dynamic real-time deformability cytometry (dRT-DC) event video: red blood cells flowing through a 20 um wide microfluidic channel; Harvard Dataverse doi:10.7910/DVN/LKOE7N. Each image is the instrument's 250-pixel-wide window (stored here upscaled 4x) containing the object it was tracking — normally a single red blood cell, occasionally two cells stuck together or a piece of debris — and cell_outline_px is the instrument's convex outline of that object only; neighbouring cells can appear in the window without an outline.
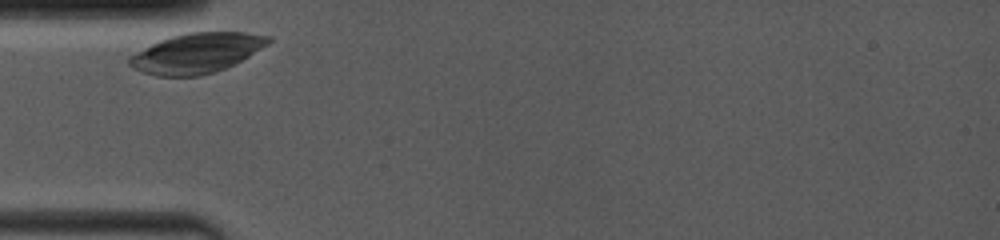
{"species": "common noctule bat (a hibernating species)", "species_latin": "Nyctalus noctula", "temperature_condition": "room temperature", "stored_images_in_passage": 9, "camera_frame_rate_fps": 4000, "um_per_image_px": 0.085, "animal": {"sex": "female", "body_mass_g": 19.0, "forearm_length_mm": 53.3}, "frame": {"image": 1, "passage_image": 1, "time_ms": 0.0, "image_size_px": [1000, 240], "cell_outline_px": [[272, 40], [268, 44], [248, 56], [216, 72], [200, 76], [156, 76], [140, 72], [132, 68], [128, 64], [128, 56], [160, 40], [172, 36], [188, 32], [244, 32], [272, 36]], "centroid_in_image_um": [16.68, 4.52], "position_along_channel_um": 68.3, "area_um2": 32.31}}